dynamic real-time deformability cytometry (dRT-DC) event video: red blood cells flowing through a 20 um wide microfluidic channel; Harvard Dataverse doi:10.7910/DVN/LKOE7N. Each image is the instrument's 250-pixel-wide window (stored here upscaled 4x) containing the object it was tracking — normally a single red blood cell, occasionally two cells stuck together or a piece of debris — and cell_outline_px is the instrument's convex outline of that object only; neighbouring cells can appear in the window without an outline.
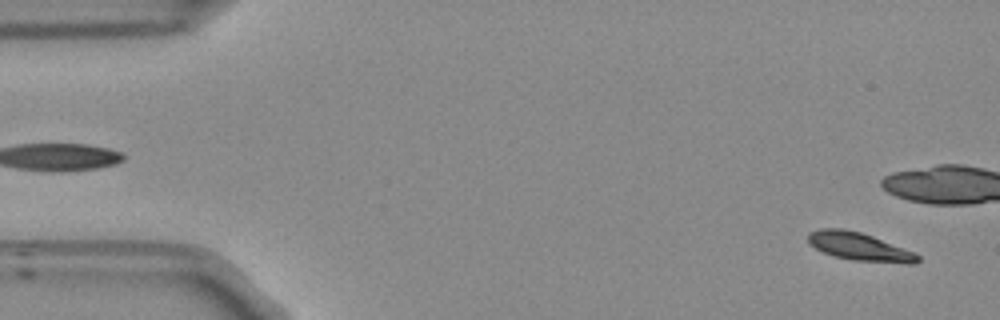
{"species": "Egyptian fruit bat (a non-hibernating species)", "species_latin": "Rousettus aegyptiacus", "temperature_condition": "room temperature", "stored_images_in_passage": 15, "camera_frame_rate_fps": 3000, "um_per_image_px": 0.085, "frame": {"image": 1, "passage_image": 2, "time_ms": 0.333, "image_size_px": [1000, 320], "cell_outline_px": [[920, 260], [912, 264], [908, 264], [852, 260], [832, 256], [816, 248], [808, 240], [808, 236], [812, 232], [820, 228], [840, 228], [860, 232], [872, 236], [912, 252], [920, 256]], "centroid_in_image_um": [73.05, 20.98], "position_along_channel_um": 12.0, "area_um2": 17.57}}